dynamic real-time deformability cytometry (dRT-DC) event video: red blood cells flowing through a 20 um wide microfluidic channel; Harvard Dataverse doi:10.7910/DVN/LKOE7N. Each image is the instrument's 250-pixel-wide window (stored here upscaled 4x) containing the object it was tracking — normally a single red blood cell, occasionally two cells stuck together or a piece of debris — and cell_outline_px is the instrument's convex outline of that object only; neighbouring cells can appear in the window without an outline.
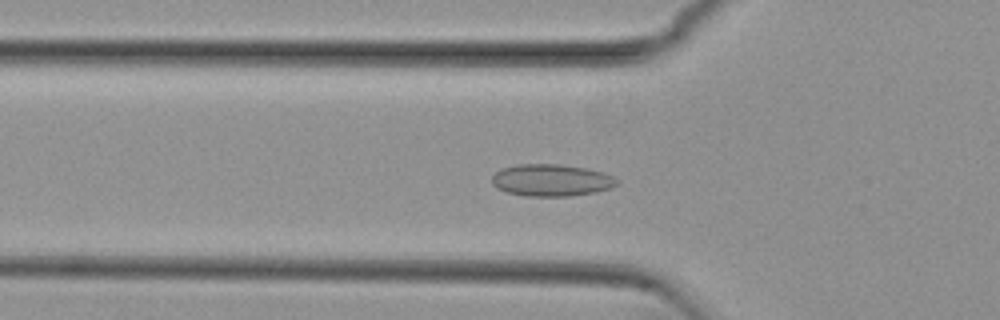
{"species": "common noctule bat (a hibernating species)", "species_latin": "Nyctalus noctula", "temperature_condition": "cold", "stored_images_in_passage": 34, "camera_frame_rate_fps": 3000, "um_per_image_px": 0.085, "animal": {"sex": "female", "body_mass_g": 29.2, "forearm_length_mm": 56.3}, "frame": {"image": 1, "passage_image": 8, "time_ms": 2.333, "image_size_px": [1000, 320], "cell_outline_px": [[620, 184], [612, 188], [596, 192], [568, 196], [524, 196], [508, 192], [496, 188], [492, 184], [492, 176], [500, 168], [516, 164], [560, 164], [588, 168], [604, 172], [620, 180]], "centroid_in_image_um": [46.9, 15.31], "position_along_channel_um": 78.9, "area_um2": 23.7}}
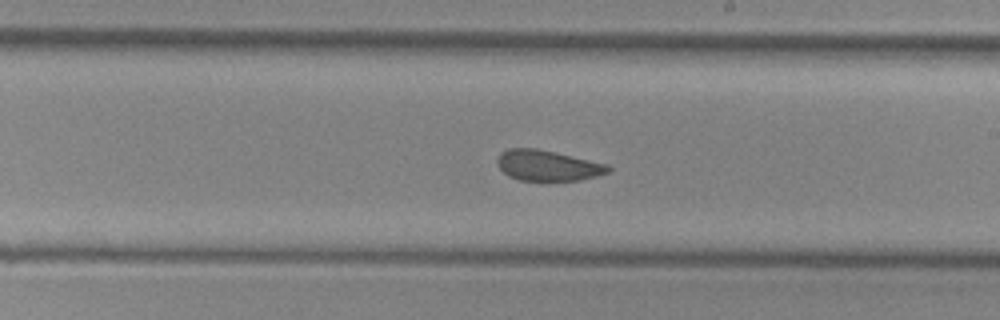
{"frame": {"image": 2, "passage_image": 21, "time_ms": 6.667, "image_size_px": [1000, 320], "cell_outline_px": [[612, 168], [608, 172], [596, 176], [580, 180], [520, 180], [508, 176], [496, 164], [496, 160], [500, 152], [508, 148], [536, 148], [608, 164]], "centroid_in_image_um": [46.52, 14.06], "position_along_channel_um": 242.5, "area_um2": 19.71}}
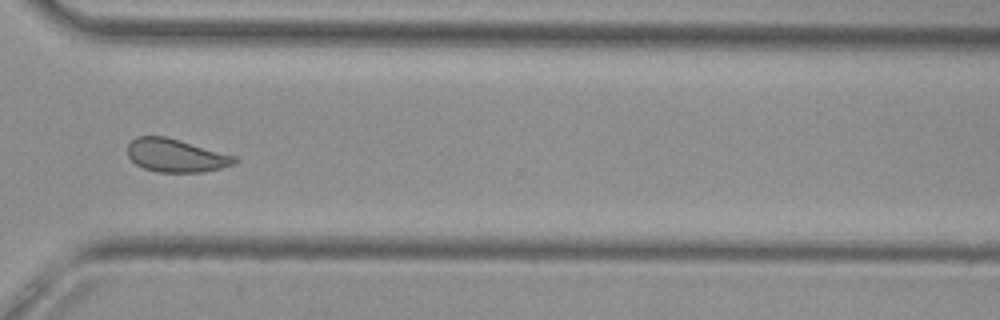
{"frame": {"image": 3, "passage_image": 30, "time_ms": 9.667, "image_size_px": [1000, 320], "cell_outline_px": [[240, 160], [236, 164], [204, 172], [156, 172], [144, 168], [136, 164], [128, 156], [128, 144], [136, 136], [164, 136], [236, 156]], "centroid_in_image_um": [14.97, 13.23], "position_along_channel_um": 355.6, "area_um2": 20.63}, "authors_computed_cell_mechanics": {"area_um2": 20.7213, "velocity_mm_per_s": 3.7729, "shape_relaxation_time_tau1_ms": null, "shape_relaxation_time_tau2_ms": 1.5143, "deformation_change_tau1": null, "deformation_change_tau2": 0.0555}}